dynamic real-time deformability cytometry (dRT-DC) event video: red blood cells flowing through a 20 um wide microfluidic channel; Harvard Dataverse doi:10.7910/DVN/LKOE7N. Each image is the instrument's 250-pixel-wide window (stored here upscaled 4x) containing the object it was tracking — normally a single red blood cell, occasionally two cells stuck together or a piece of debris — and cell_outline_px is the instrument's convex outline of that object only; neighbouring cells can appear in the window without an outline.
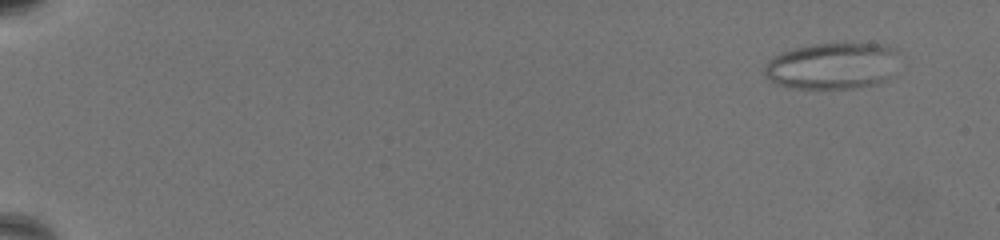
{"species": "common noctule bat (a hibernating species)", "species_latin": "Nyctalus noctula", "temperature_condition": "warm", "stored_images_in_passage": 69, "segment_of_instrument_passage": [1, 2], "camera_frame_rate_fps": 3000, "um_per_image_px": 0.085, "animal": {"sex": "female", "body_mass_g": 19.5, "forearm_length_mm": 54.1}, "frame": {"image": 1, "passage_image": 6, "time_ms": 1.667, "image_size_px": [1000, 240], "cell_outline_px": [[900, 52], [888, 80], [876, 84], [852, 88], [792, 88], [776, 84], [764, 76], [764, 64], [768, 60], [784, 52], [796, 48], [816, 44], [884, 44], [900, 48]], "centroid_in_image_um": [70.78, 5.6], "position_along_channel_um": 14.2, "area_um2": 36.59}}